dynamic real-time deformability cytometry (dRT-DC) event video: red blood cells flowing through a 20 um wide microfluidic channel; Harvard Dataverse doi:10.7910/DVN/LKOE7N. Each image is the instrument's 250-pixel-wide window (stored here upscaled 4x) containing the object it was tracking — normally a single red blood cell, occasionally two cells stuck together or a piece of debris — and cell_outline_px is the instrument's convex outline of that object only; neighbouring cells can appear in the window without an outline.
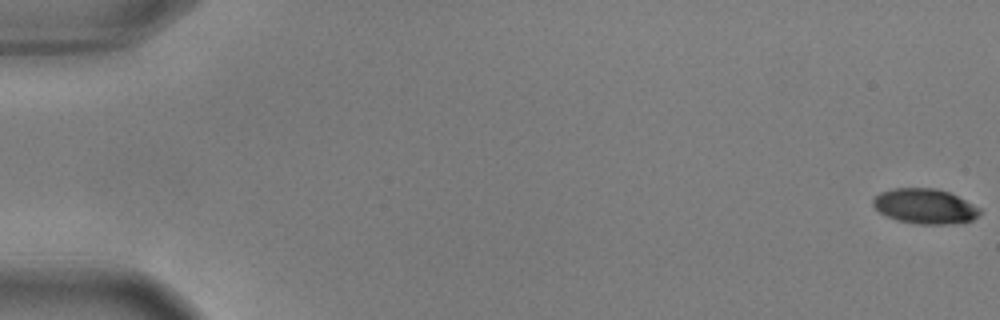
{"species": "common noctule bat (a hibernating species)", "species_latin": "Nyctalus noctula", "temperature_condition": "warm", "stored_images_in_passage": 56, "camera_frame_rate_fps": 3000, "um_per_image_px": 0.085, "animal": {"sex": "male", "body_mass_g": 17.9, "forearm_length_mm": 54.2}, "frame": {"image": 1, "passage_image": 1, "time_ms": 0.0, "image_size_px": [1000, 320], "cell_outline_px": [[980, 212], [972, 220], [956, 224], [916, 224], [896, 220], [884, 216], [872, 204], [872, 200], [880, 192], [892, 188], [936, 188], [948, 192], [980, 208]], "centroid_in_image_um": [78.57, 17.54], "position_along_channel_um": 6.4, "area_um2": 21.79}}
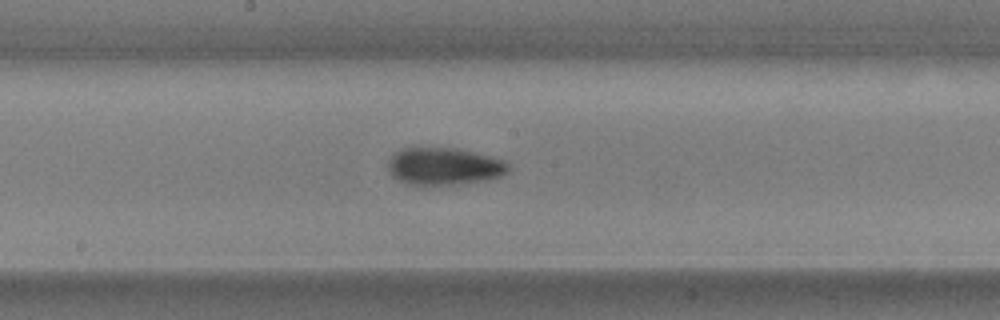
{"frame": {"image": 2, "passage_image": 31, "time_ms": 10.0, "image_size_px": [1000, 320], "cell_outline_px": [[512, 168], [508, 172], [500, 176], [488, 180], [456, 184], [408, 184], [396, 180], [388, 172], [388, 160], [396, 152], [404, 148], [456, 148], [476, 152], [492, 156], [504, 160]], "centroid_in_image_um": [37.77, 14.13], "position_along_channel_um": 210.4, "area_um2": 26.3}}
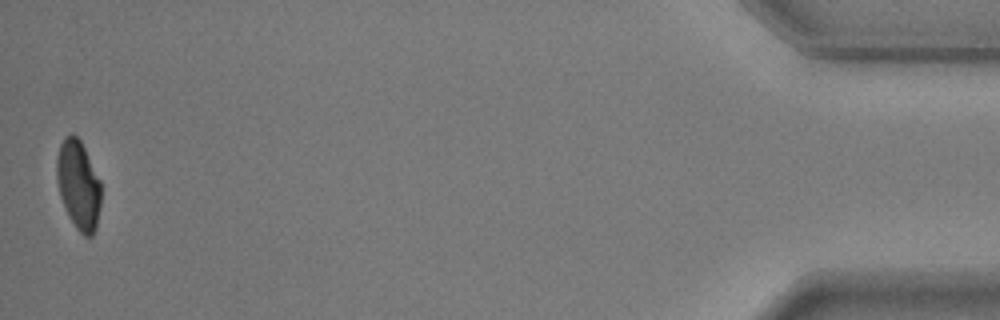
{"frame": {"image": 3, "passage_image": 56, "time_ms": 18.333, "image_size_px": [1000, 320], "cell_outline_px": [[100, 204], [96, 228], [92, 236], [84, 236], [76, 228], [68, 216], [60, 196], [56, 180], [56, 160], [60, 144], [64, 136], [72, 132], [80, 140], [100, 180]], "centroid_in_image_um": [6.64, 15.71], "position_along_channel_um": 428.6, "area_um2": 23.0}, "authors_computed_cell_mechanics": {"area_um2": 24.5939, "velocity_mm_per_s": 3.6483, "shape_relaxation_time_tau1_ms": 4.05, "shape_relaxation_time_tau2_ms": 2.3767, "deformation_change_tau1": 0.149, "deformation_change_tau2": 0.0624}}